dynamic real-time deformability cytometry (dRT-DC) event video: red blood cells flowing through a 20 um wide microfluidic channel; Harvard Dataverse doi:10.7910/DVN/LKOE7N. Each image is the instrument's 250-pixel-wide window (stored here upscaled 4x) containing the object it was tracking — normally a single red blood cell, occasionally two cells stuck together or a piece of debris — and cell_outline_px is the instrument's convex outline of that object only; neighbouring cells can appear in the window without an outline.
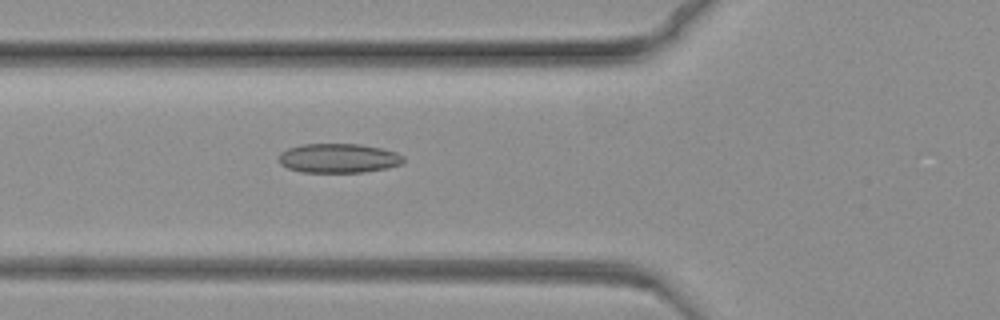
{"species": "common noctule bat (a hibernating species)", "species_latin": "Nyctalus noctula", "temperature_condition": "warm", "stored_images_in_passage": 74, "camera_frame_rate_fps": 3000, "um_per_image_px": 0.085, "animal": {"sex": "female", "body_mass_g": 19.3, "forearm_length_mm": 54.1}, "frame": {"image": 1, "passage_image": 30, "time_ms": 9.667, "image_size_px": [1000, 320], "cell_outline_px": [[404, 160], [400, 164], [388, 168], [360, 172], [300, 172], [288, 168], [280, 164], [280, 152], [288, 148], [300, 144], [360, 144], [380, 148], [396, 152], [404, 156]], "centroid_in_image_um": [28.76, 13.44], "position_along_channel_um": 97.0, "area_um2": 21.27}}
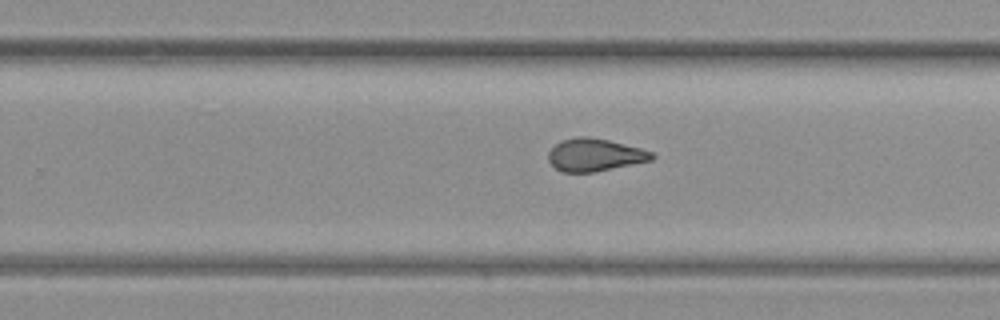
{"frame": {"image": 2, "passage_image": 51, "time_ms": 16.667, "image_size_px": [1000, 320], "cell_outline_px": [[656, 156], [652, 160], [592, 172], [564, 172], [556, 168], [548, 160], [548, 152], [560, 140], [576, 136], [588, 136], [608, 140], [640, 148], [652, 152]], "centroid_in_image_um": [50.54, 13.15], "position_along_channel_um": 279.3, "area_um2": 19.54}}
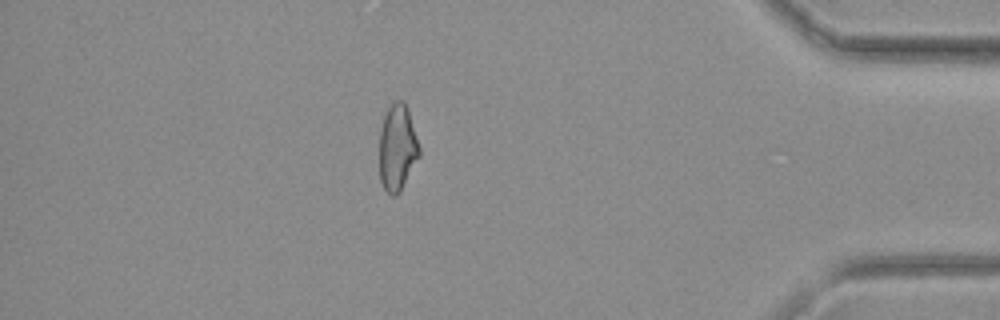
{"frame": {"image": 3, "passage_image": 70, "time_ms": 23.0, "image_size_px": [1000, 320], "cell_outline_px": [[420, 156], [400, 192], [396, 196], [392, 196], [384, 188], [380, 180], [380, 128], [384, 116], [392, 100], [404, 100], [408, 108], [420, 148]], "centroid_in_image_um": [33.78, 12.53], "position_along_channel_um": 401.4, "area_um2": 20.29}}